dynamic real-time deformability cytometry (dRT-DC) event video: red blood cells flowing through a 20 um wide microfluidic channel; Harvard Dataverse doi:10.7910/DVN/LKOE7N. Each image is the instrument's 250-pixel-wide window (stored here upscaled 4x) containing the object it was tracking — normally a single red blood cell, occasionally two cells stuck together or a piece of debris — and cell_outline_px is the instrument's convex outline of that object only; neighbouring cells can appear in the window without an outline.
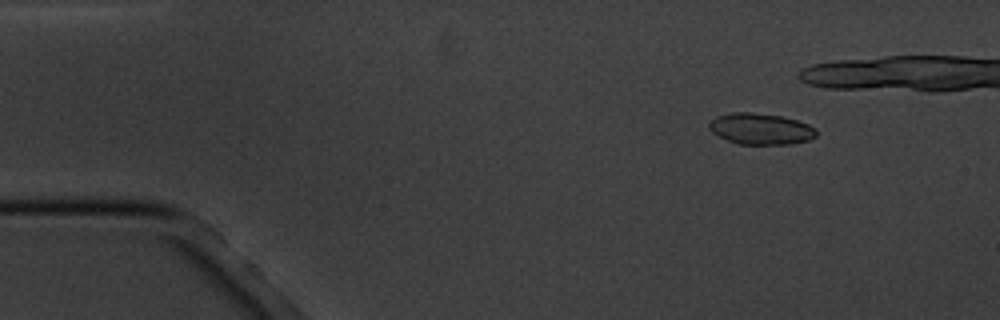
{"species": "common noctule bat (a hibernating species)", "species_latin": "Nyctalus noctula", "temperature_condition": "cold", "stored_images_in_passage": 7, "camera_frame_rate_fps": 3000, "um_per_image_px": 0.085, "animal": {"sex": "male", "body_mass_g": 20.1, "forearm_length_mm": 53.5}, "frame": {"image": 1, "passage_image": 2, "time_ms": 1.333, "image_size_px": [1000, 320], "cell_outline_px": [[816, 136], [808, 140], [788, 144], [736, 144], [712, 132], [708, 128], [708, 124], [716, 116], [732, 112], [752, 112], [780, 116], [796, 120], [808, 124], [816, 128]], "centroid_in_image_um": [64.64, 10.95], "position_along_channel_um": 20.4, "area_um2": 19.42}}